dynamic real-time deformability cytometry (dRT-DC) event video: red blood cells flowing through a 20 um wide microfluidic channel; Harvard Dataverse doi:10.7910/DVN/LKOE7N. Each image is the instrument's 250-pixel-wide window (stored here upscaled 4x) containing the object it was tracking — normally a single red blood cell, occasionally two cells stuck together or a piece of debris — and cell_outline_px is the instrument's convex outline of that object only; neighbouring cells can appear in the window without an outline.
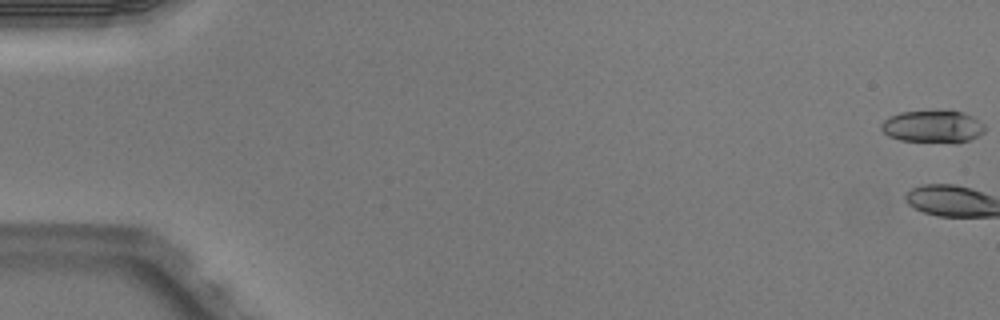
{"species": "Egyptian fruit bat (a non-hibernating species)", "species_latin": "Rousettus aegyptiacus", "temperature_condition": "warm", "stored_images_in_passage": 5, "segment_of_instrument_passage": [2, 2], "camera_frame_rate_fps": 3000, "um_per_image_px": 0.085, "animal": {"sex": "male"}, "frame": {"image": 1, "passage_image": 5, "time_ms": 1.333, "image_size_px": [1000, 320], "cell_outline_px": [[984, 132], [968, 140], [956, 144], [900, 140], [888, 136], [880, 128], [880, 124], [888, 116], [900, 112], [960, 112], [972, 116], [984, 124]], "centroid_in_image_um": [79.25, 10.79], "position_along_channel_um": 5.7, "area_um2": 19.42}}